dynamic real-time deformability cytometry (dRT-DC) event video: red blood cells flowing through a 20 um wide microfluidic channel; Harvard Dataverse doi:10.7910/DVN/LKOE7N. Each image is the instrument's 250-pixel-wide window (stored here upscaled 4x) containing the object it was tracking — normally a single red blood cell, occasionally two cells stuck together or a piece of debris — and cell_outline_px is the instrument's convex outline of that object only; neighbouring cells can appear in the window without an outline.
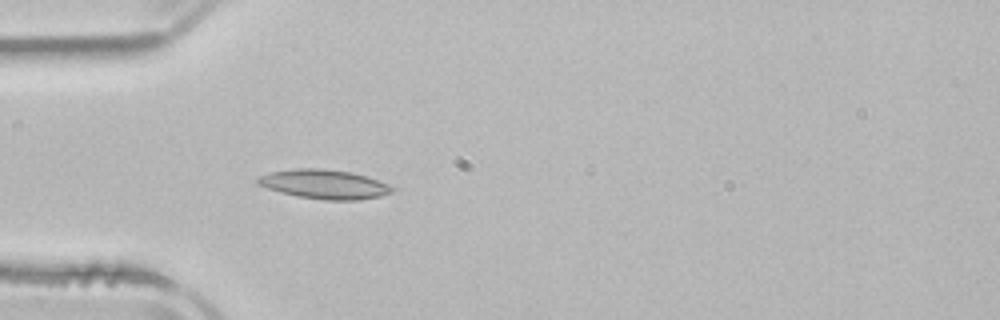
{"species": "common noctule bat (a hibernating species)", "species_latin": "Nyctalus noctula", "temperature_condition": "room temperature", "stored_images_in_passage": 4, "camera_frame_rate_fps": 3000, "um_per_image_px": 0.085, "animal": {"sex": "male", "body_mass_g": 21.5, "forearm_length_mm": 52.0}, "frame": {"image": 1, "passage_image": 4, "time_ms": 6.0, "image_size_px": [1000, 320], "cell_outline_px": [[392, 192], [380, 196], [360, 200], [324, 200], [296, 196], [280, 192], [256, 184], [256, 180], [260, 176], [268, 172], [292, 168], [320, 168], [352, 172], [388, 184], [392, 188]], "centroid_in_image_um": [27.51, 15.65], "position_along_channel_um": 57.5, "area_um2": 22.89}}